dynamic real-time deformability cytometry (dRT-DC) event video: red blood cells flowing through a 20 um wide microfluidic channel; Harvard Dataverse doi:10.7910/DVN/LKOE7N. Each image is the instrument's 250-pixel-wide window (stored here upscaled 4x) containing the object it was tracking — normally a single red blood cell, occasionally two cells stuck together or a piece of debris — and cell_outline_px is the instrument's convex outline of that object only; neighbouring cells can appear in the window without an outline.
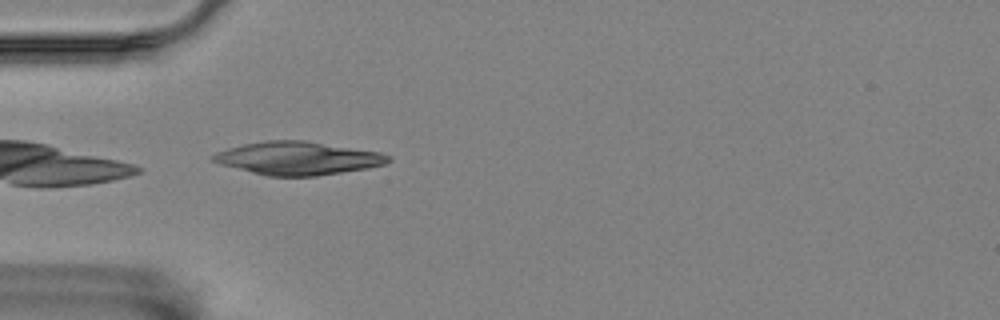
{"species": "Egyptian fruit bat (a non-hibernating species)", "species_latin": "Rousettus aegyptiacus", "temperature_condition": "room temperature", "stored_images_in_passage": 10, "camera_frame_rate_fps": 3000, "um_per_image_px": 0.085, "animal": {"sex": "female"}, "frame": {"image": 1, "passage_image": 5, "time_ms": 1.333, "image_size_px": [1000, 320], "cell_outline_px": [[392, 160], [384, 164], [368, 168], [316, 176], [268, 176], [220, 164], [212, 160], [212, 156], [216, 152], [228, 148], [244, 144], [268, 140], [304, 140], [380, 152], [392, 156]], "centroid_in_image_um": [25.34, 13.45], "position_along_channel_um": 59.7, "area_um2": 33.64}}
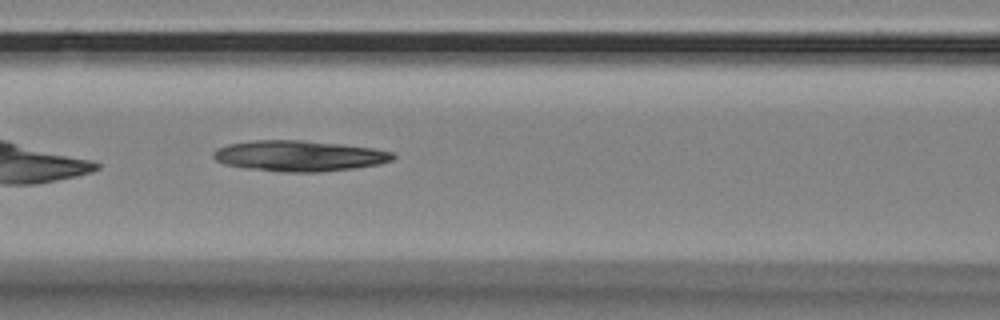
{"frame": {"image": 2, "passage_image": 7, "time_ms": 2.0, "image_size_px": [1000, 320], "cell_outline_px": [[396, 156], [392, 160], [380, 164], [352, 168], [320, 172], [280, 172], [244, 168], [224, 164], [216, 160], [212, 156], [212, 152], [228, 144], [256, 140], [300, 140], [340, 144], [372, 148], [396, 152]], "centroid_in_image_um": [25.44, 13.25], "position_along_channel_um": 141.2, "area_um2": 32.19}}
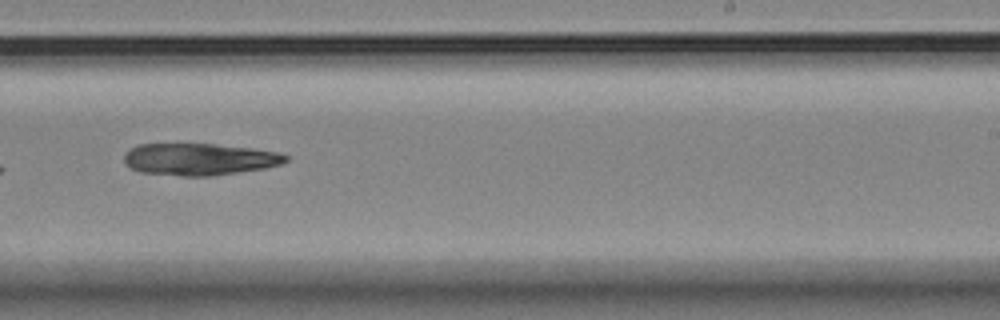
{"frame": {"image": 3, "passage_image": 10, "time_ms": 3.0, "image_size_px": [1000, 320], "cell_outline_px": [[288, 160], [284, 164], [264, 168], [212, 176], [180, 176], [140, 172], [132, 168], [124, 160], [124, 156], [132, 148], [140, 144], [212, 144], [252, 148], [276, 152], [288, 156]], "centroid_in_image_um": [16.98, 13.54], "position_along_channel_um": 272.0, "area_um2": 29.88}}